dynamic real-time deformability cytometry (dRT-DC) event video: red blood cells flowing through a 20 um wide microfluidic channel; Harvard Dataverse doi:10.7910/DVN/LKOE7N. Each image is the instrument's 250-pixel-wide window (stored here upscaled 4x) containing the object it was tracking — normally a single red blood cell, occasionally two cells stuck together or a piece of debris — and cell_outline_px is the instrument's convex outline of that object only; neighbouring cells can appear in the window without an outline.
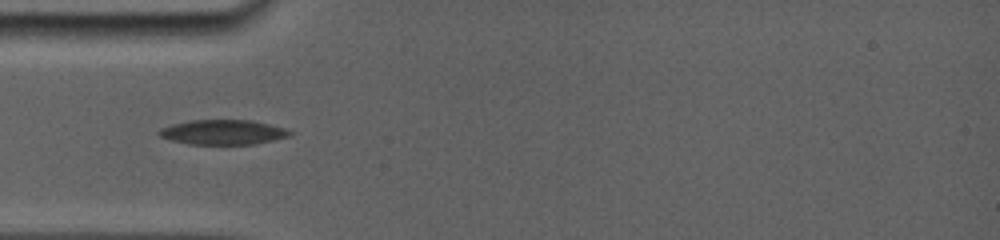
{"species": "common noctule bat (a hibernating species)", "species_latin": "Nyctalus noctula", "temperature_condition": "room temperature", "stored_images_in_passage": 11, "camera_frame_rate_fps": 5000, "um_per_image_px": 0.085, "animal": {"sex": "female", "body_mass_g": 19.0, "forearm_length_mm": 56.7}, "frame": {"image": 1, "passage_image": 1, "time_ms": 0.0, "image_size_px": [1000, 240], "cell_outline_px": [[292, 132], [288, 136], [256, 144], [188, 144], [172, 140], [160, 136], [156, 132], [160, 128], [172, 124], [192, 120], [252, 120], [284, 128]], "centroid_in_image_um": [18.91, 11.23], "position_along_channel_um": 66.1, "area_um2": 18.73}}
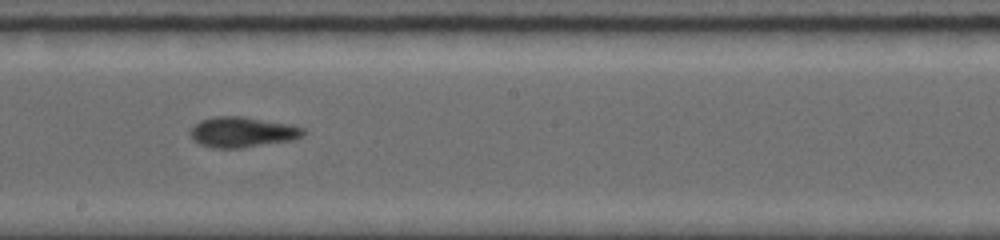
{"frame": {"image": 2, "passage_image": 10, "time_ms": 4.2, "image_size_px": [1000, 240], "cell_outline_px": [[304, 132], [300, 136], [292, 140], [240, 148], [212, 148], [200, 144], [192, 140], [188, 132], [200, 120], [216, 116], [244, 116], [292, 124], [304, 128]], "centroid_in_image_um": [20.56, 11.22], "position_along_channel_um": 227.6, "area_um2": 20.11}}
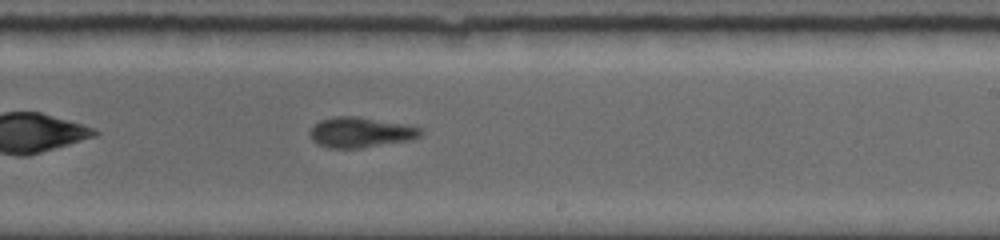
{"frame": {"image": 3, "passage_image": 11, "time_ms": 5.0, "image_size_px": [1000, 240], "cell_outline_px": [[424, 132], [420, 136], [412, 140], [360, 148], [328, 148], [316, 144], [312, 140], [308, 132], [320, 120], [332, 116], [356, 116], [404, 124], [420, 128]], "centroid_in_image_um": [30.63, 11.26], "position_along_channel_um": 258.4, "area_um2": 19.65}}